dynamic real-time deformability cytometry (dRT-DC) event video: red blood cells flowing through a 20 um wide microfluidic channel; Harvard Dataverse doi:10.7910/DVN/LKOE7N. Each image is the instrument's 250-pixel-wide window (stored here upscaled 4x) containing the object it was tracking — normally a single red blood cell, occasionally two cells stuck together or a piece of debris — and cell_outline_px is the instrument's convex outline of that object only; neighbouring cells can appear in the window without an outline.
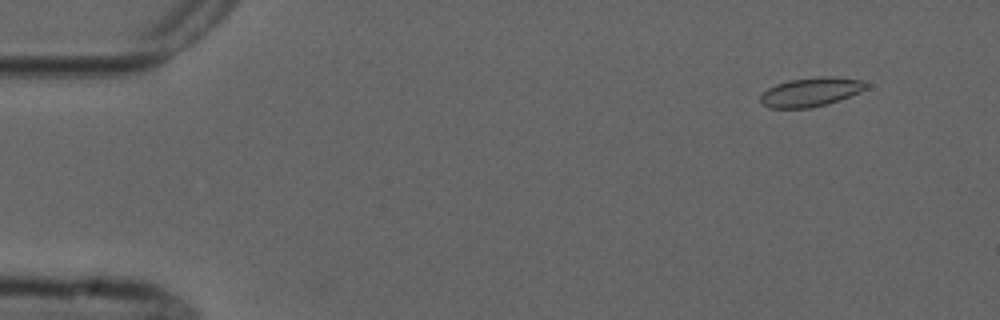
{"species": "common noctule bat (a hibernating species)", "species_latin": "Nyctalus noctula", "temperature_condition": "cold", "stored_images_in_passage": 52, "camera_frame_rate_fps": 3000, "um_per_image_px": 0.085, "animal": {"sex": "male", "forearm_length_mm": 52.5}, "frame": {"image": 1, "passage_image": 2, "time_ms": 0.333, "image_size_px": [1000, 320], "cell_outline_px": [[868, 84], [860, 92], [828, 104], [808, 108], [772, 108], [760, 104], [760, 96], [768, 88], [776, 84], [788, 80], [820, 76], [832, 76], [864, 80]], "centroid_in_image_um": [68.9, 7.81], "position_along_channel_um": 16.1, "area_um2": 17.92}}
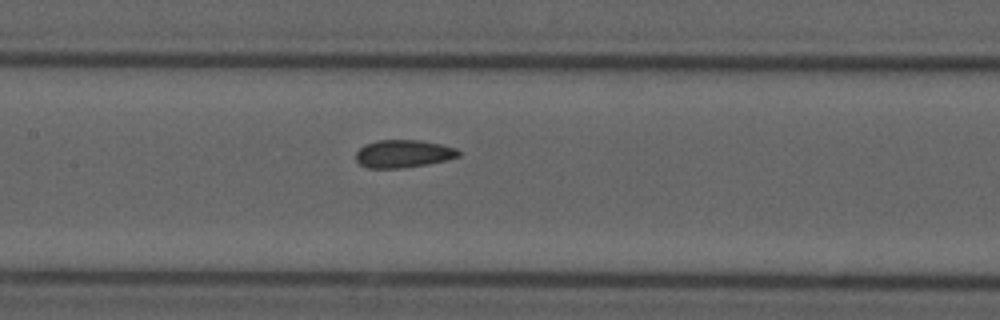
{"frame": {"image": 2, "passage_image": 23, "time_ms": 7.333, "image_size_px": [1000, 320], "cell_outline_px": [[460, 156], [428, 164], [400, 168], [368, 168], [360, 164], [356, 160], [356, 152], [364, 144], [376, 140], [420, 140], [440, 144], [456, 148], [460, 152]], "centroid_in_image_um": [34.26, 13.06], "position_along_channel_um": 173.1, "area_um2": 16.59}}
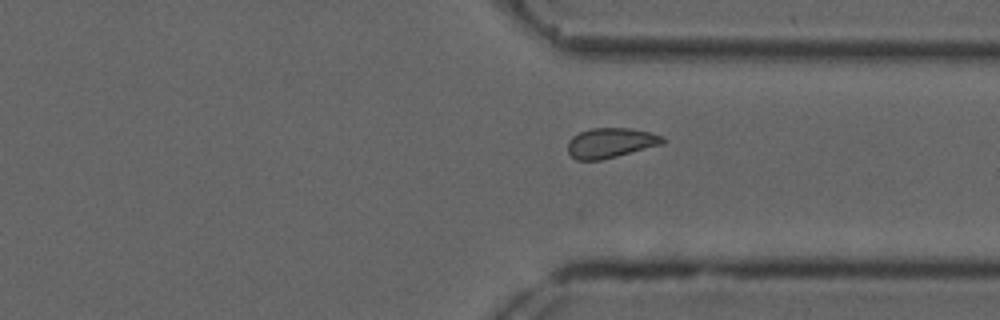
{"frame": {"image": 3, "passage_image": 38, "time_ms": 12.333, "image_size_px": [1000, 320], "cell_outline_px": [[668, 140], [664, 144], [600, 160], [576, 160], [568, 152], [568, 140], [572, 136], [580, 132], [592, 128], [628, 128], [648, 132], [664, 136]], "centroid_in_image_um": [51.92, 12.14], "position_along_channel_um": 359.5, "area_um2": 16.59}, "authors_computed_cell_mechanics": {"area_um2": 17.051, "velocity_mm_per_s": 3.7375, "shape_relaxation_time_tau1_ms": null, "shape_relaxation_time_tau2_ms": 2.8077, "deformation_change_tau1": null, "deformation_change_tau2": 0.047}}